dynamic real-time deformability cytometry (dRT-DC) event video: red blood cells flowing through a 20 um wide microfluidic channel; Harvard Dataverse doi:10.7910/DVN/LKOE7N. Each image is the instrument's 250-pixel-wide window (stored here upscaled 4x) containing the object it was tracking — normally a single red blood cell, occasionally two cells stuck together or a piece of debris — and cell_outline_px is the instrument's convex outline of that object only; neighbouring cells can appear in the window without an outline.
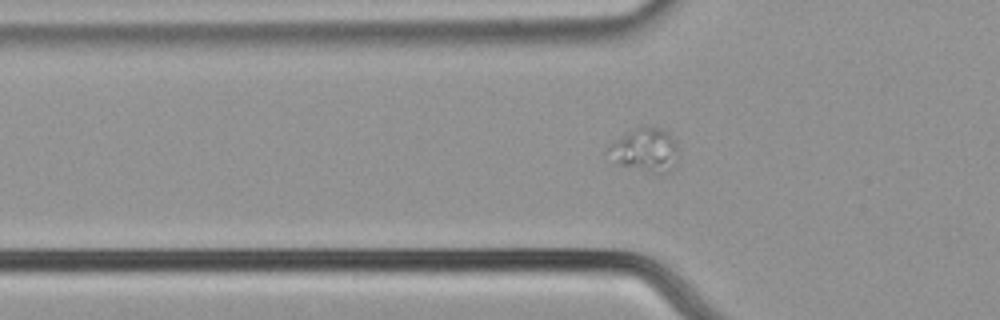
{"species": "common noctule bat (a hibernating species)", "species_latin": "Nyctalus noctula", "temperature_condition": "cold", "stored_images_in_passage": 37, "camera_frame_rate_fps": 3000, "um_per_image_px": 0.085, "animal": {"sex": "male", "body_mass_g": 21.5, "forearm_length_mm": 52.0}, "frame": {"image": 1, "passage_image": 5, "time_ms": 1.333, "image_size_px": [1000, 320], "cell_outline_px": [[676, 168], [672, 172], [656, 176], [620, 164], [604, 148], [608, 144], [620, 136], [644, 124], [660, 128], [668, 132], [676, 140]], "centroid_in_image_um": [54.88, 12.77], "position_along_channel_um": 70.9, "area_um2": 18.44}}
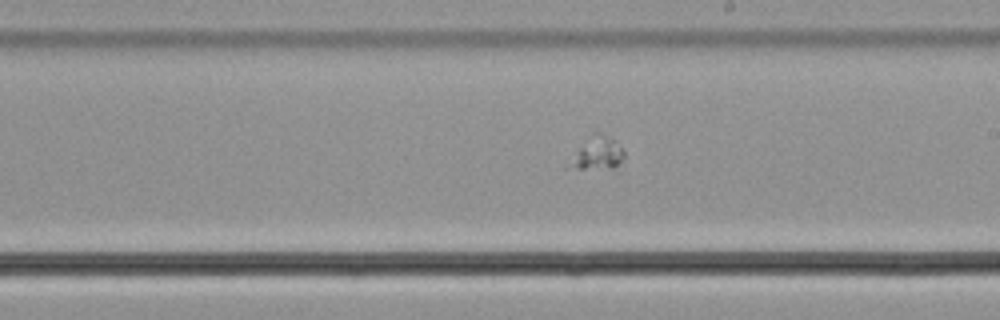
{"frame": {"image": 2, "passage_image": 19, "time_ms": 6.0, "image_size_px": [1000, 320], "cell_outline_px": [[624, 156], [620, 172], [564, 168], [564, 164], [596, 132], [600, 132], [616, 140], [624, 152]], "centroid_in_image_um": [50.83, 13.18], "position_along_channel_um": 238.2, "area_um2": 11.33}}
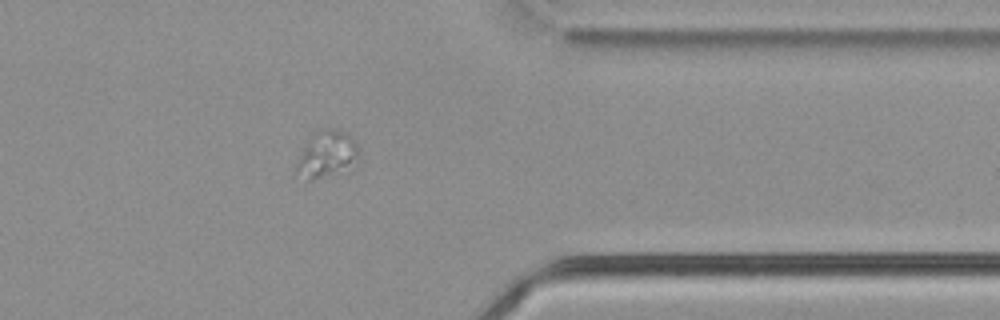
{"frame": {"image": 3, "passage_image": 32, "time_ms": 10.333, "image_size_px": [1000, 320], "cell_outline_px": [[360, 152], [352, 172], [308, 180], [292, 176], [292, 168], [300, 152], [312, 136], [320, 128], [340, 128], [348, 132], [356, 140]], "centroid_in_image_um": [27.79, 13.17], "position_along_channel_um": 383.6, "area_um2": 18.44}}